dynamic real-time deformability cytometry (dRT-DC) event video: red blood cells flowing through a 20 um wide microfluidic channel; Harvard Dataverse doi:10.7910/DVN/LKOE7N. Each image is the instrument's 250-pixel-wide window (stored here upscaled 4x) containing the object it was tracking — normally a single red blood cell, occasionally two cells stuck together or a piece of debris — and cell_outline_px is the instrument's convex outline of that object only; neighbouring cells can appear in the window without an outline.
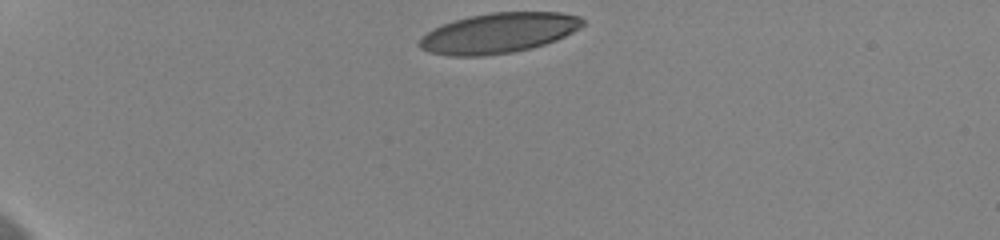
{"species": "human", "species_latin": "Homo sapiens", "temperature_condition": "cold", "stored_images_in_passage": 36, "camera_frame_rate_fps": 3000, "um_per_image_px": 0.085, "donor": {"sex": "female"}, "frame": {"image": 1, "passage_image": 1, "time_ms": 0.0, "image_size_px": [1000, 240], "cell_outline_px": [[584, 24], [580, 28], [556, 40], [544, 44], [512, 52], [480, 56], [452, 56], [428, 52], [420, 48], [416, 44], [420, 36], [432, 28], [468, 16], [492, 12], [560, 12], [580, 16], [584, 20]], "centroid_in_image_um": [42.34, 2.8], "position_along_channel_um": 42.7, "area_um2": 38.26}}
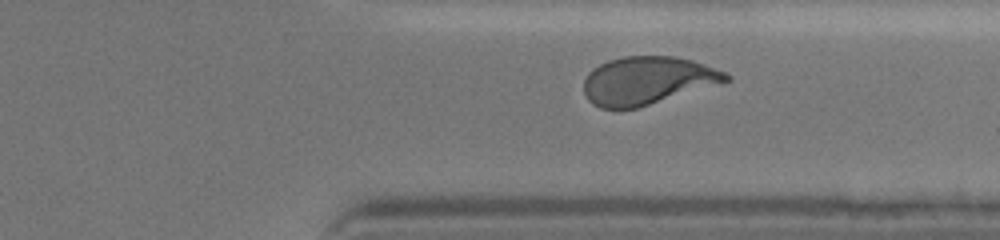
{"frame": {"image": 2, "passage_image": 32, "time_ms": 10.333, "image_size_px": [1000, 240], "cell_outline_px": [[732, 80], [636, 108], [600, 108], [592, 104], [588, 100], [584, 92], [584, 80], [588, 72], [592, 68], [608, 60], [624, 56], [672, 56], [692, 60], [728, 72], [732, 76]], "centroid_in_image_um": [55.03, 6.83], "position_along_channel_um": 356.4, "area_um2": 39.71}}
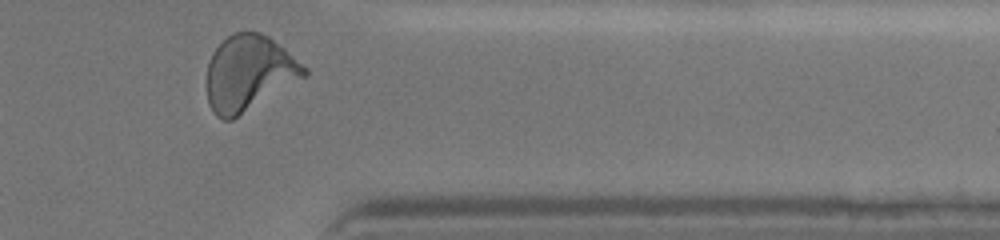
{"frame": {"image": 3, "passage_image": 35, "time_ms": 11.333, "image_size_px": [1000, 240], "cell_outline_px": [[308, 76], [232, 120], [224, 120], [216, 116], [212, 112], [208, 104], [208, 64], [212, 52], [232, 32], [260, 32], [268, 36], [284, 48], [308, 68]], "centroid_in_image_um": [21.18, 6.23], "position_along_channel_um": 390.2, "area_um2": 42.89}, "authors_computed_cell_mechanics": {"area_um2": 40.2577, "velocity_mm_per_s": 3.6327, "shape_relaxation_time_tau1_ms": 3.4741, "shape_relaxation_time_tau2_ms": 0.8536, "deformation_change_tau1": 0.1805, "deformation_change_tau2": 0.0688}}